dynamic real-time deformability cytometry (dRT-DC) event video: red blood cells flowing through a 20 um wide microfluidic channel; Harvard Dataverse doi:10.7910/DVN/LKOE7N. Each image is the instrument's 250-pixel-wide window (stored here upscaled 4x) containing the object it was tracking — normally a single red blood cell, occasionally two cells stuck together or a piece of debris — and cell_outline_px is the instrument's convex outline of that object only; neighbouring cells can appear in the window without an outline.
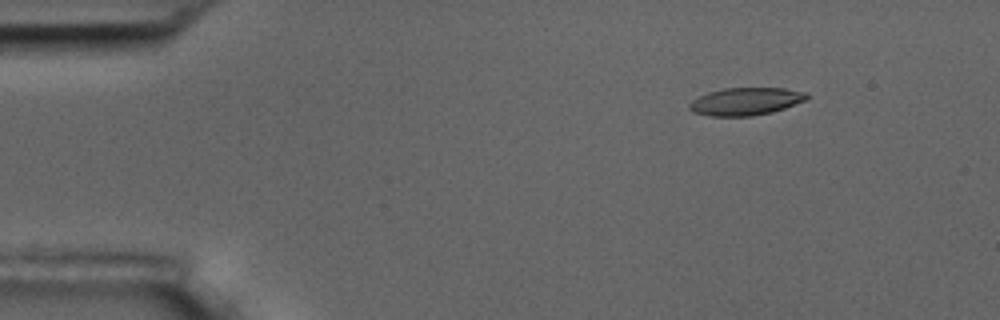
{"species": "common noctule bat (a hibernating species)", "species_latin": "Nyctalus noctula", "temperature_condition": "room temperature", "stored_images_in_passage": 4, "camera_frame_rate_fps": 3000, "um_per_image_px": 0.085, "animal": {"sex": "male", "body_mass_g": 17.5, "forearm_length_mm": 52.3}, "frame": {"image": 1, "passage_image": 2, "time_ms": 1.333, "image_size_px": [1000, 320], "cell_outline_px": [[808, 96], [804, 100], [784, 108], [772, 112], [752, 116], [708, 116], [692, 112], [688, 108], [688, 104], [692, 100], [708, 92], [724, 88], [784, 88], [808, 92]], "centroid_in_image_um": [63.35, 8.62], "position_along_channel_um": 21.7, "area_um2": 18.9}}